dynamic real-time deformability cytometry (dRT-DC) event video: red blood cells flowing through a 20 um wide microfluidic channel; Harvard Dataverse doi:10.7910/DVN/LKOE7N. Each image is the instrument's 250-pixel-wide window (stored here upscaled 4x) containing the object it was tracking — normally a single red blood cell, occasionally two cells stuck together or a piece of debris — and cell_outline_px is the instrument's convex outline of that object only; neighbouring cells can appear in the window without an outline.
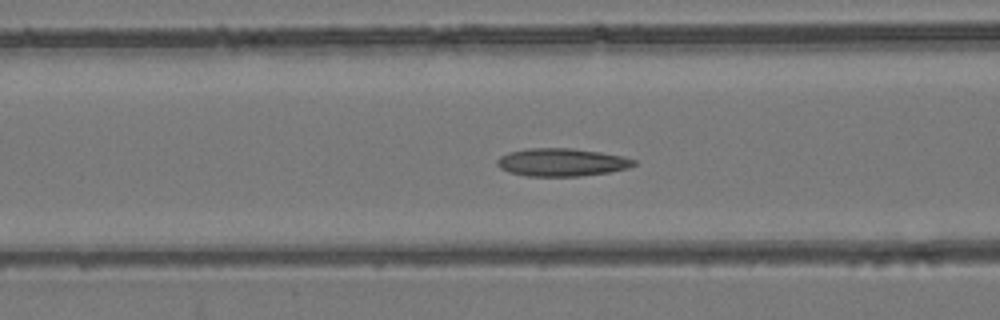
{"species": "common noctule bat (a hibernating species)", "species_latin": "Nyctalus noctula", "temperature_condition": "room temperature", "stored_images_in_passage": 55, "segment_of_instrument_passage": [1, 2], "camera_frame_rate_fps": 3000, "um_per_image_px": 0.085, "animal": {"sex": "female", "body_mass_g": 24.6, "forearm_length_mm": 56.2}, "frame": {"image": 1, "passage_image": 22, "time_ms": 7.0, "image_size_px": [1000, 320], "cell_outline_px": [[636, 164], [628, 168], [608, 172], [580, 176], [528, 176], [508, 172], [500, 168], [496, 164], [496, 160], [500, 156], [508, 152], [528, 148], [572, 148], [600, 152], [624, 156], [636, 160]], "centroid_in_image_um": [47.73, 13.79], "position_along_channel_um": 118.9, "area_um2": 22.31}}
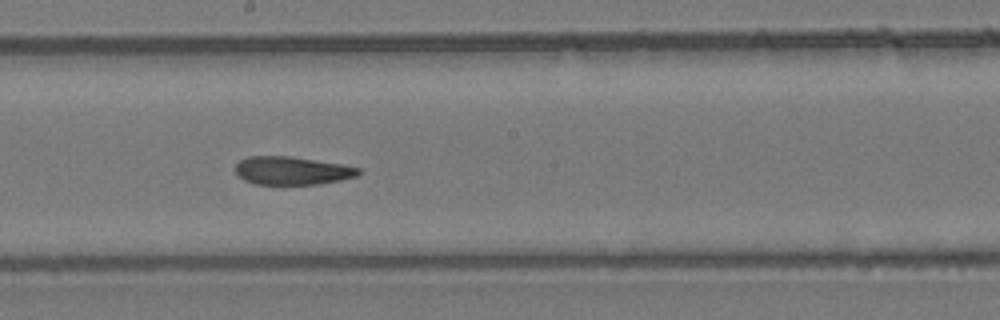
{"frame": {"image": 2, "passage_image": 30, "time_ms": 9.667, "image_size_px": [1000, 320], "cell_outline_px": [[360, 172], [356, 176], [340, 180], [320, 184], [256, 184], [244, 180], [236, 172], [236, 164], [240, 160], [248, 156], [288, 156], [340, 164], [360, 168]], "centroid_in_image_um": [24.8, 14.5], "position_along_channel_um": 223.4, "area_um2": 19.94}}
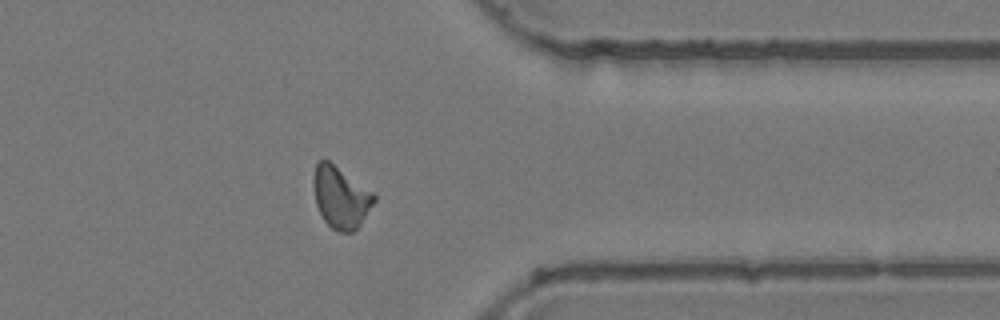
{"frame": {"image": 3, "passage_image": 43, "time_ms": 14.0, "image_size_px": [1000, 320], "cell_outline_px": [[376, 200], [360, 224], [352, 232], [340, 232], [332, 228], [324, 220], [316, 204], [312, 180], [316, 164], [320, 160], [328, 160], [372, 192], [376, 196]], "centroid_in_image_um": [28.94, 16.77], "position_along_channel_um": 382.5, "area_um2": 21.39}}